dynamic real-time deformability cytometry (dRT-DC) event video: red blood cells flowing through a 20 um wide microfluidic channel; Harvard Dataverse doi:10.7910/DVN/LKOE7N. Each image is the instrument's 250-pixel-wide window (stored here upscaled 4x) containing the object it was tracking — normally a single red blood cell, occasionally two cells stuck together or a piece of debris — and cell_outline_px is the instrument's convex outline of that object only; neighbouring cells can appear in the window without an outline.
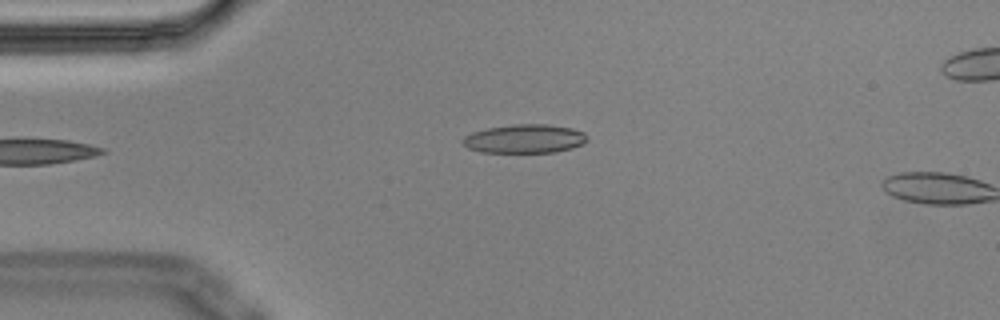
{"species": "Egyptian fruit bat (a non-hibernating species)", "species_latin": "Rousettus aegyptiacus", "temperature_condition": "cold", "stored_images_in_passage": 3, "camera_frame_rate_fps": 3000, "um_per_image_px": 0.085, "animal": {"sex": "male"}, "frame": {"image": 1, "passage_image": 3, "time_ms": 0.667, "image_size_px": [1000, 320], "cell_outline_px": [[588, 140], [584, 144], [572, 148], [556, 152], [480, 152], [468, 148], [460, 140], [464, 136], [472, 132], [488, 128], [512, 124], [548, 124], [572, 128], [584, 132]], "centroid_in_image_um": [44.6, 11.79], "position_along_channel_um": 40.4, "area_um2": 20.98}}